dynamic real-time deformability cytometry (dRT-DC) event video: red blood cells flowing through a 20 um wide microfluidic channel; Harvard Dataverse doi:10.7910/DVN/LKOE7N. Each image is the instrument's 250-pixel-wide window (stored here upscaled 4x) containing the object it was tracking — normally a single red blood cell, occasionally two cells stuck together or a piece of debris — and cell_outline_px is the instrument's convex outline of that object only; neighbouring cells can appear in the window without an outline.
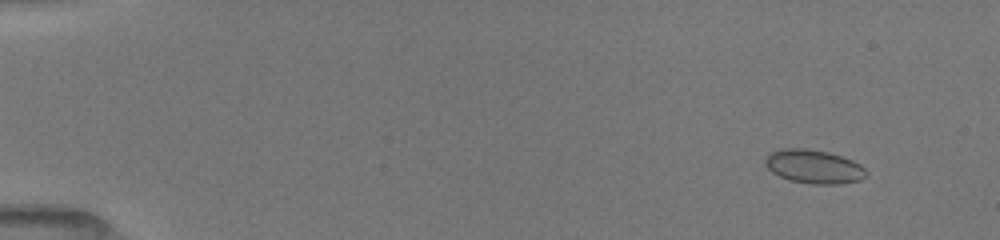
{"species": "common noctule bat (a hibernating species)", "species_latin": "Nyctalus noctula", "temperature_condition": "room temperature", "stored_images_in_passage": 48, "camera_frame_rate_fps": 3000, "um_per_image_px": 0.085, "animal": {"sex": "female", "body_mass_g": 19.5, "forearm_length_mm": 54.1}, "frame": {"image": 1, "passage_image": 6, "time_ms": 1.0, "image_size_px": [1000, 240], "cell_outline_px": [[868, 176], [860, 180], [840, 184], [808, 184], [788, 180], [772, 172], [764, 164], [764, 160], [768, 152], [780, 148], [804, 148], [828, 152], [852, 160], [860, 164], [868, 172]], "centroid_in_image_um": [69.15, 14.16], "position_along_channel_um": 15.8, "area_um2": 20.17}}
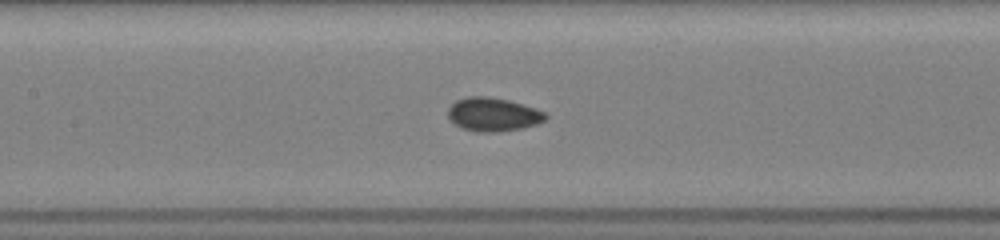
{"frame": {"image": 2, "passage_image": 27, "time_ms": 8.0, "image_size_px": [1000, 240], "cell_outline_px": [[548, 116], [544, 120], [536, 124], [520, 128], [496, 132], [476, 132], [464, 128], [456, 124], [448, 116], [448, 108], [456, 100], [468, 96], [488, 96], [508, 100], [536, 108], [544, 112]], "centroid_in_image_um": [41.91, 9.71], "position_along_channel_um": 165.5, "area_um2": 18.9}}
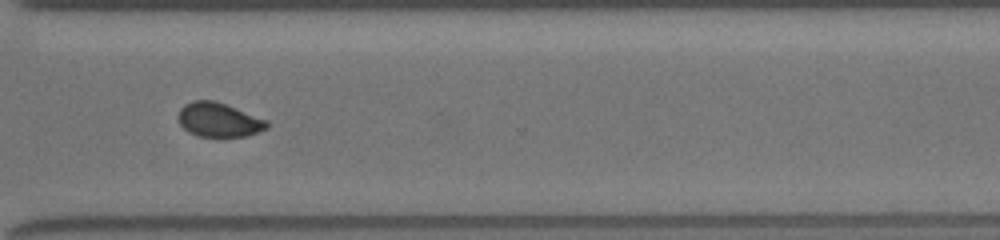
{"frame": {"image": 3, "passage_image": 47, "time_ms": 12.667, "image_size_px": [1000, 240], "cell_outline_px": [[268, 128], [244, 136], [224, 140], [196, 136], [188, 132], [180, 124], [176, 116], [180, 108], [184, 104], [192, 100], [216, 100], [268, 120]], "centroid_in_image_um": [18.57, 10.22], "position_along_channel_um": 352.0, "area_um2": 18.5}}